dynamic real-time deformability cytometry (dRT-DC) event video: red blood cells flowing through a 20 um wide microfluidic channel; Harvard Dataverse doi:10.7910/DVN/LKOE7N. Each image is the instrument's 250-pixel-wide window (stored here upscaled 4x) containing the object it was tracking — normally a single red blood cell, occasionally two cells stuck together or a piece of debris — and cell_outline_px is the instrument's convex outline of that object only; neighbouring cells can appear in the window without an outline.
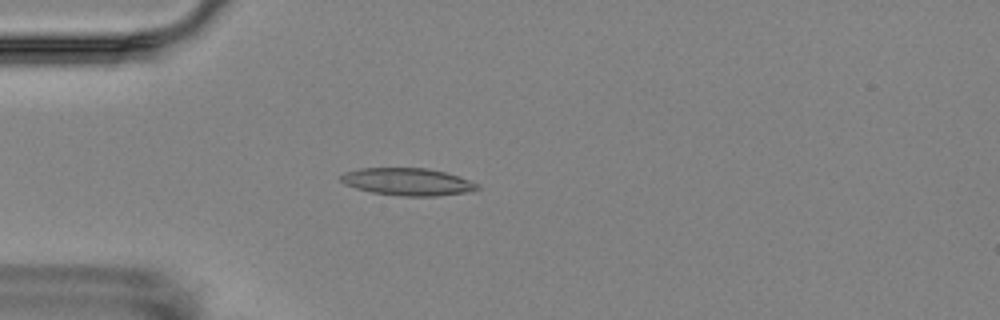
{"species": "Egyptian fruit bat (a non-hibernating species)", "species_latin": "Rousettus aegyptiacus", "temperature_condition": "room temperature", "stored_images_in_passage": 5, "camera_frame_rate_fps": 3000, "um_per_image_px": 0.085, "animal": {"sex": "female"}, "frame": {"image": 1, "passage_image": 4, "time_ms": 3.333, "image_size_px": [1000, 320], "cell_outline_px": [[480, 188], [472, 192], [436, 196], [400, 196], [372, 192], [356, 188], [344, 184], [340, 180], [340, 176], [344, 172], [360, 168], [428, 168], [444, 172], [480, 184]], "centroid_in_image_um": [34.65, 15.45], "position_along_channel_um": 50.3, "area_um2": 21.85}}